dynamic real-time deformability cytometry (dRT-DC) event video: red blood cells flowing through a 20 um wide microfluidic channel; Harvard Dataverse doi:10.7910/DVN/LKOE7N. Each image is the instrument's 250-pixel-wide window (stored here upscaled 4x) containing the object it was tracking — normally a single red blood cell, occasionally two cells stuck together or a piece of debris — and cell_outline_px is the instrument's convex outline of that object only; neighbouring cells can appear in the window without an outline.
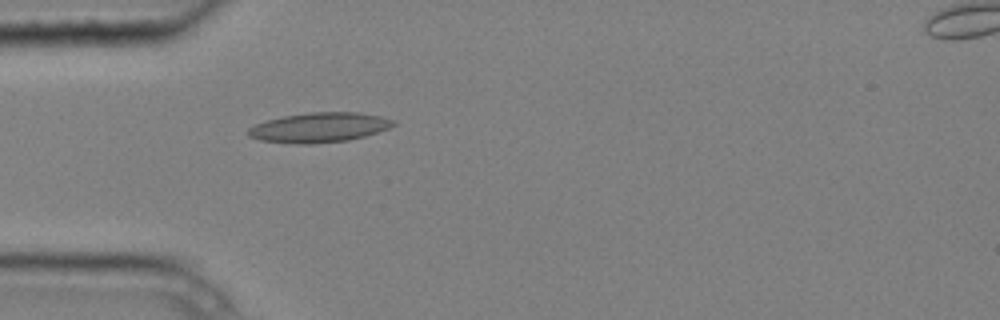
{"species": "common noctule bat (a hibernating species)", "species_latin": "Nyctalus noctula", "temperature_condition": "cold", "stored_images_in_passage": 5, "camera_frame_rate_fps": 3000, "um_per_image_px": 0.085, "animal": {"sex": "male", "body_mass_g": 20.4}, "frame": {"image": 1, "passage_image": 4, "time_ms": 1.0, "image_size_px": [1000, 320], "cell_outline_px": [[396, 124], [388, 128], [364, 136], [348, 140], [312, 144], [296, 144], [260, 140], [248, 136], [248, 128], [256, 124], [268, 120], [284, 116], [308, 112], [360, 112], [380, 116], [392, 120]], "centroid_in_image_um": [27.11, 10.83], "position_along_channel_um": 57.9, "area_um2": 25.03}}